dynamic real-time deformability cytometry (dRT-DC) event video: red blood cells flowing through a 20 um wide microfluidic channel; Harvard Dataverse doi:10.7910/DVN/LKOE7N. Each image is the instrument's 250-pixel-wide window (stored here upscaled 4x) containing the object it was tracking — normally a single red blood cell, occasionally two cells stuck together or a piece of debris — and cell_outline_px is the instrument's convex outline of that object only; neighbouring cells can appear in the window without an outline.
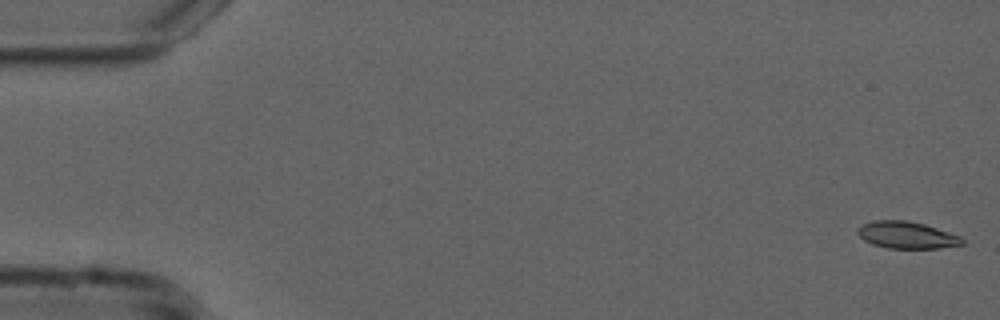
{"species": "common noctule bat (a hibernating species)", "species_latin": "Nyctalus noctula", "temperature_condition": "cold", "stored_images_in_passage": 16, "camera_frame_rate_fps": 3000, "um_per_image_px": 0.085, "animal": {"sex": "male", "forearm_length_mm": 52.5}, "frame": {"image": 1, "passage_image": 1, "time_ms": 0.0, "image_size_px": [1000, 320], "cell_outline_px": [[964, 244], [940, 248], [888, 248], [872, 244], [864, 240], [856, 232], [856, 228], [872, 220], [908, 220], [924, 224], [960, 236], [964, 240]], "centroid_in_image_um": [77.05, 19.97], "position_along_channel_um": 7.9, "area_um2": 16.42}}
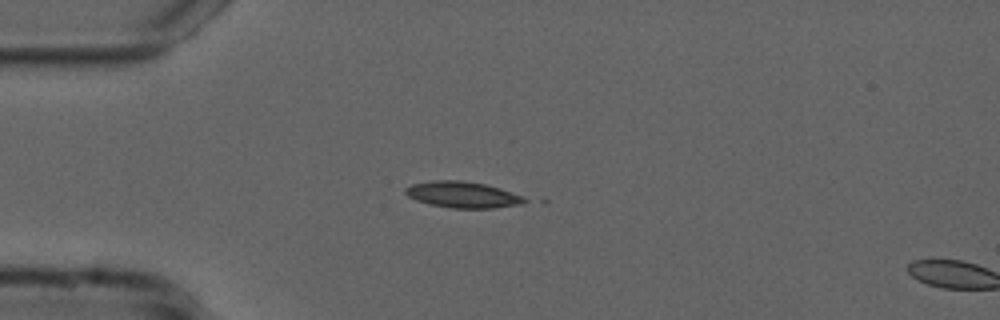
{"frame": {"image": 2, "passage_image": 14, "time_ms": 4.333, "image_size_px": [1000, 320], "cell_outline_px": [[528, 200], [520, 204], [496, 208], [452, 208], [432, 204], [416, 200], [408, 196], [404, 192], [404, 188], [412, 184], [432, 180], [460, 180], [484, 184], [500, 188], [524, 196]], "centroid_in_image_um": [39.33, 16.54], "position_along_channel_um": 45.7, "area_um2": 18.15}}